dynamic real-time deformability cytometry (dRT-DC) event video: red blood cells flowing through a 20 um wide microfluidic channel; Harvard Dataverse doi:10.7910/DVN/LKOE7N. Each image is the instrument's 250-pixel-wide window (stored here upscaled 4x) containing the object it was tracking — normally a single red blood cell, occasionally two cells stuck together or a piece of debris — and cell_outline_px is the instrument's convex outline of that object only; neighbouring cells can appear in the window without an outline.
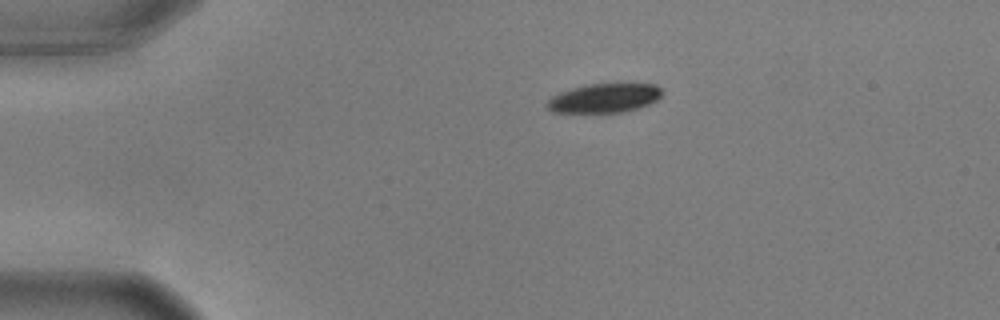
{"species": "common noctule bat (a hibernating species)", "species_latin": "Nyctalus noctula", "temperature_condition": "warm", "stored_images_in_passage": 46, "camera_frame_rate_fps": 3000, "um_per_image_px": 0.085, "animal": {"sex": "male", "body_mass_g": 17.9, "forearm_length_mm": 54.2}, "frame": {"image": 1, "passage_image": 1, "time_ms": 0.0, "image_size_px": [1000, 320], "cell_outline_px": [[660, 96], [656, 100], [648, 104], [624, 112], [552, 112], [544, 104], [552, 96], [560, 92], [572, 88], [588, 84], [656, 84], [660, 88]], "centroid_in_image_um": [51.32, 8.34], "position_along_channel_um": 33.7, "area_um2": 19.25}}
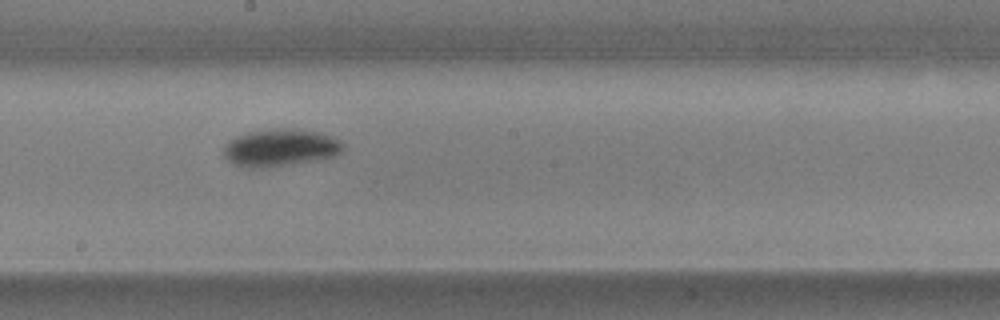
{"frame": {"image": 2, "passage_image": 21, "time_ms": 6.667, "image_size_px": [1000, 320], "cell_outline_px": [[344, 148], [336, 156], [320, 160], [268, 168], [248, 168], [232, 164], [224, 156], [224, 144], [228, 140], [236, 136], [248, 132], [276, 128], [292, 128], [316, 132], [332, 136], [340, 140], [344, 144]], "centroid_in_image_um": [23.82, 12.57], "position_along_channel_um": 224.4, "area_um2": 26.47}}
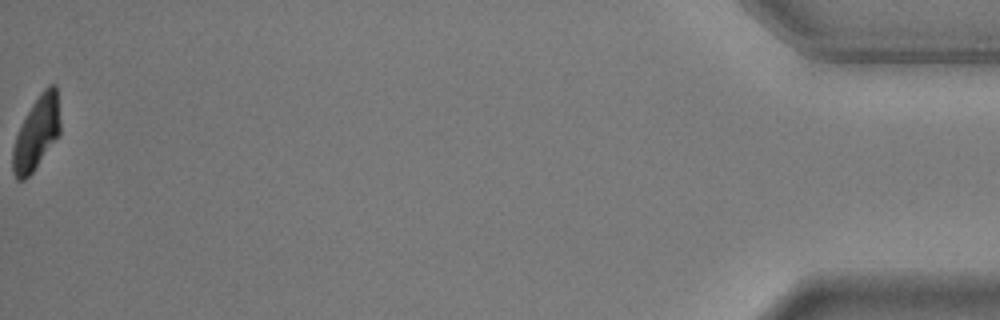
{"frame": {"image": 3, "passage_image": 46, "time_ms": 15.0, "image_size_px": [1000, 320], "cell_outline_px": [[60, 132], [32, 172], [24, 180], [16, 180], [12, 172], [12, 148], [16, 136], [32, 104], [40, 92], [48, 84], [56, 84], [60, 124]], "centroid_in_image_um": [3.09, 11.31], "position_along_channel_um": 432.1, "area_um2": 19.83}, "authors_computed_cell_mechanics": {"area_um2": 23.2934, "velocity_mm_per_s": 3.6058, "shape_relaxation_time_tau1_ms": 1.9973, "shape_relaxation_time_tau2_ms": 10.6082, "deformation_change_tau1": 0.1514, "deformation_change_tau2": 0.1056}}